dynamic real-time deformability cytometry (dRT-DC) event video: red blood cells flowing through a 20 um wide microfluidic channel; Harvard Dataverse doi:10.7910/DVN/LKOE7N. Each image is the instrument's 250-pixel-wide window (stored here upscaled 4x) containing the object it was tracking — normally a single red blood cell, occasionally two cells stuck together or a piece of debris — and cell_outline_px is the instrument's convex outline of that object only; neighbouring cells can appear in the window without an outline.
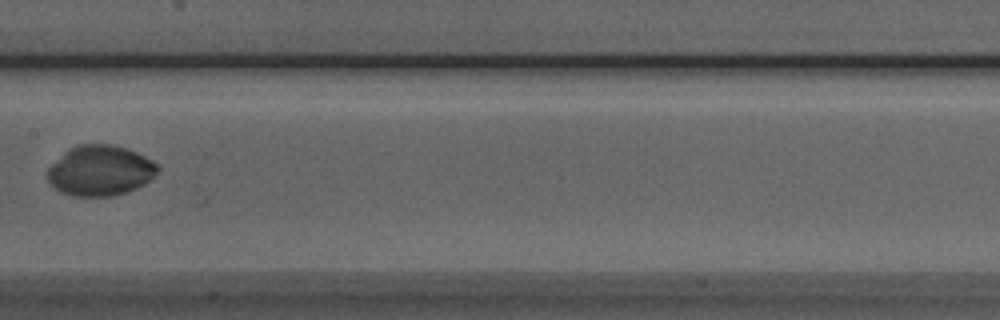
{"species": "Egyptian fruit bat (a non-hibernating species)", "species_latin": "Rousettus aegyptiacus", "temperature_condition": "room temperature", "stored_images_in_passage": 5, "camera_frame_rate_fps": 3000, "um_per_image_px": 0.085, "animal": {"sex": "male"}, "frame": {"image": 1, "passage_image": 5, "time_ms": 5.333, "image_size_px": [1000, 320], "cell_outline_px": [[160, 168], [144, 184], [128, 192], [112, 196], [72, 196], [60, 192], [48, 180], [48, 168], [68, 148], [80, 144], [112, 144], [128, 148], [152, 160]], "centroid_in_image_um": [8.51, 14.49], "position_along_channel_um": 198.9, "area_um2": 32.25}}